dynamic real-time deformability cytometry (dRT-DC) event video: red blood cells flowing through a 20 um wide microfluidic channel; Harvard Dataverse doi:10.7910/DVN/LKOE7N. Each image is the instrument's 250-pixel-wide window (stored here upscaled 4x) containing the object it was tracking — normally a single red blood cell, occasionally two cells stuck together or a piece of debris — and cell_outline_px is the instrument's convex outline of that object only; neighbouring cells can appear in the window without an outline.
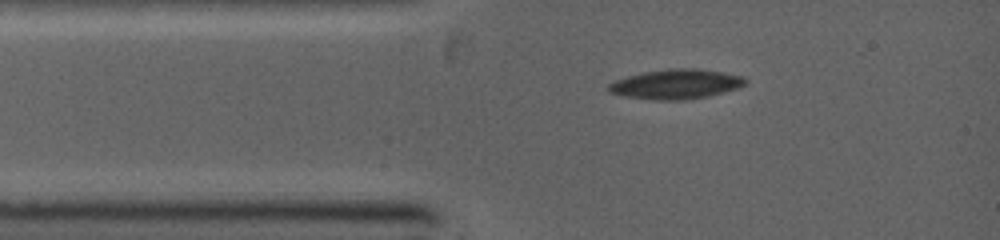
{"species": "common noctule bat (a hibernating species)", "species_latin": "Nyctalus noctula", "temperature_condition": "warm", "stored_images_in_passage": 46, "camera_frame_rate_fps": 5000, "um_per_image_px": 0.085, "animal": {"sex": "female", "body_mass_g": 19.0, "forearm_length_mm": 53.3}, "frame": {"image": 1, "passage_image": 1, "time_ms": 0.0, "image_size_px": [1000, 240], "cell_outline_px": [[748, 84], [736, 88], [708, 96], [680, 100], [656, 100], [628, 96], [612, 92], [608, 88], [608, 84], [616, 80], [628, 76], [644, 72], [668, 68], [696, 68], [724, 72], [744, 76], [748, 80]], "centroid_in_image_um": [57.53, 7.13], "position_along_channel_um": 27.5, "area_um2": 23.47}}
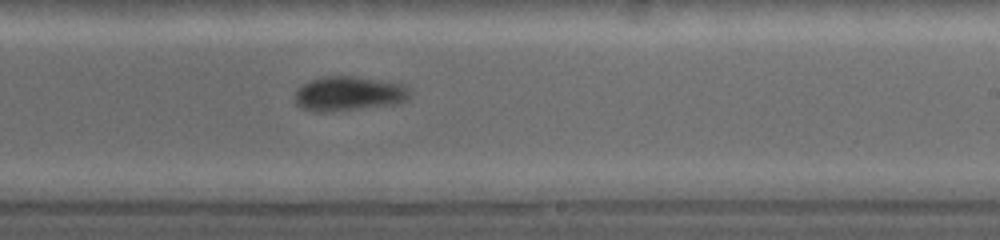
{"frame": {"image": 2, "passage_image": 21, "time_ms": 5.4, "image_size_px": [1000, 240], "cell_outline_px": [[408, 96], [404, 100], [392, 104], [320, 112], [304, 108], [296, 104], [296, 88], [320, 76], [352, 76], [380, 80], [404, 84], [408, 88]], "centroid_in_image_um": [29.6, 7.93], "position_along_channel_um": 259.4, "area_um2": 22.43}}
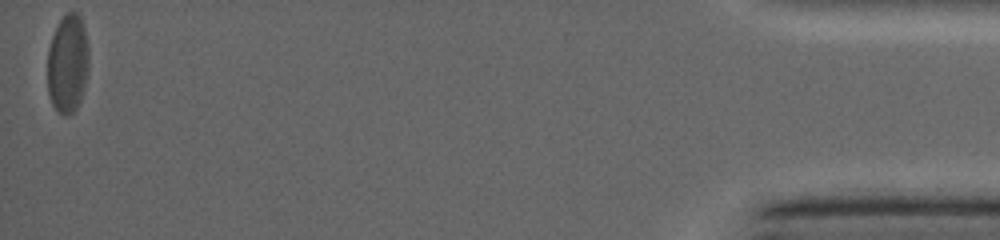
{"frame": {"image": 3, "passage_image": 46, "time_ms": 12.0, "image_size_px": [1000, 240], "cell_outline_px": [[88, 68], [84, 88], [80, 100], [76, 108], [68, 116], [64, 116], [56, 112], [52, 104], [48, 92], [48, 48], [52, 36], [60, 20], [68, 12], [76, 12], [80, 16], [84, 28], [88, 44]], "centroid_in_image_um": [5.75, 5.44], "position_along_channel_um": 429.5, "area_um2": 23.81}}